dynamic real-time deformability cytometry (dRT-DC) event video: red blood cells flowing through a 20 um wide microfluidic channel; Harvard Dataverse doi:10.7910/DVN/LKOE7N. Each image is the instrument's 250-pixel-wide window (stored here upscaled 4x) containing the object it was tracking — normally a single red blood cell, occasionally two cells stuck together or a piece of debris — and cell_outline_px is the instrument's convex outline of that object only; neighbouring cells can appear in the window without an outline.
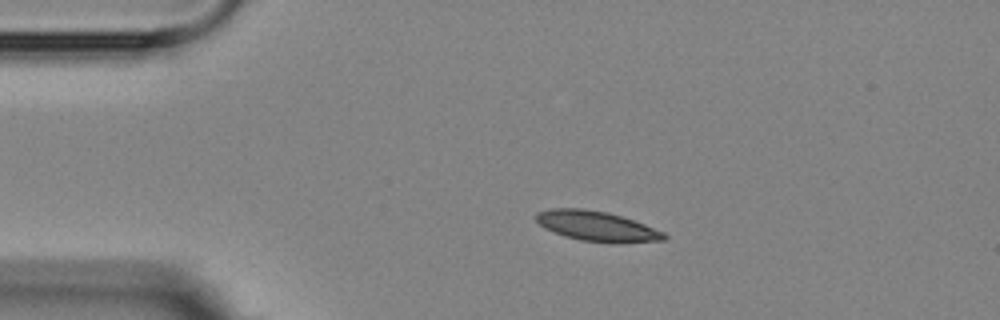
{"species": "Egyptian fruit bat (a non-hibernating species)", "species_latin": "Rousettus aegyptiacus", "temperature_condition": "room temperature", "stored_images_in_passage": 10, "camera_frame_rate_fps": 3000, "um_per_image_px": 0.085, "animal": {"sex": "female"}, "frame": {"image": 1, "passage_image": 2, "time_ms": 1.333, "image_size_px": [1000, 320], "cell_outline_px": [[668, 236], [664, 240], [616, 244], [580, 240], [564, 236], [544, 228], [536, 220], [536, 212], [552, 208], [580, 208], [604, 212], [620, 216], [644, 224], [664, 232]], "centroid_in_image_um": [50.73, 19.24], "position_along_channel_um": 34.3, "area_um2": 22.37}}
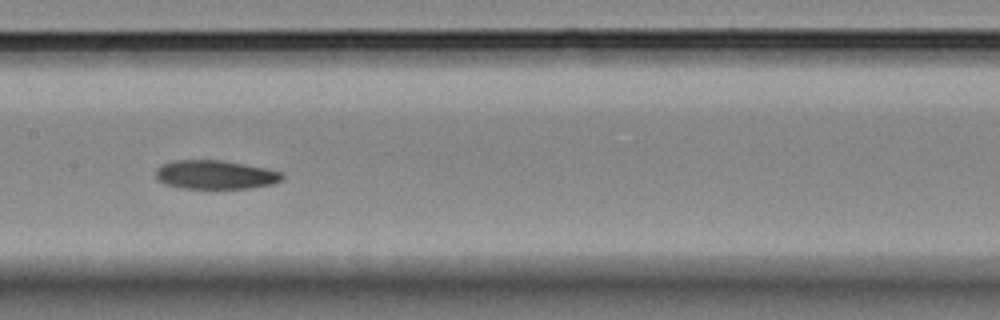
{"frame": {"image": 2, "passage_image": 7, "time_ms": 6.667, "image_size_px": [1000, 320], "cell_outline_px": [[284, 176], [280, 180], [272, 184], [248, 188], [180, 188], [164, 184], [156, 180], [156, 168], [160, 164], [172, 160], [220, 160], [244, 164], [284, 172]], "centroid_in_image_um": [18.24, 14.84], "position_along_channel_um": 189.2, "area_um2": 21.33}}
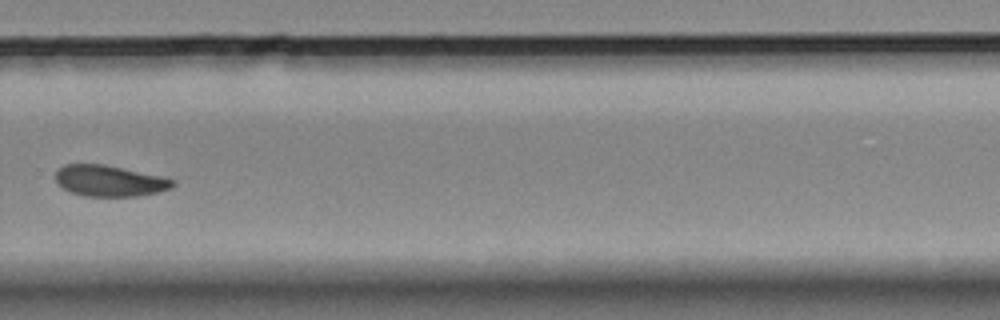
{"frame": {"image": 3, "passage_image": 10, "time_ms": 10.333, "image_size_px": [1000, 320], "cell_outline_px": [[176, 184], [172, 188], [160, 192], [136, 196], [84, 196], [72, 192], [64, 188], [56, 180], [56, 168], [64, 164], [104, 164], [164, 176], [172, 180]], "centroid_in_image_um": [9.34, 15.36], "position_along_channel_um": 320.5, "area_um2": 21.33}}